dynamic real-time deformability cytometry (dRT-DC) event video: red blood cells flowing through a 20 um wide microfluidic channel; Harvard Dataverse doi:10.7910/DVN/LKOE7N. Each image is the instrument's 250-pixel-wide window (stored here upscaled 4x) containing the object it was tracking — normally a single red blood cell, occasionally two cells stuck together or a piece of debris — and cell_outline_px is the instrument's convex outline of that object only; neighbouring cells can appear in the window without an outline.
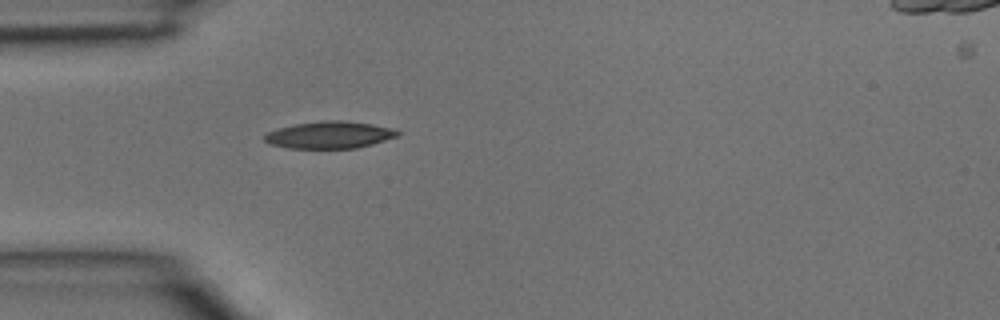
{"species": "common noctule bat (a hibernating species)", "species_latin": "Nyctalus noctula", "temperature_condition": "room temperature", "stored_images_in_passage": 1, "camera_frame_rate_fps": 3000, "um_per_image_px": 0.085, "animal": {"sex": "male", "body_mass_g": 15.6}, "frame": {"image": 1, "passage_image": 1, "time_ms": 0.0, "image_size_px": [1000, 320], "cell_outline_px": [[400, 132], [396, 136], [372, 144], [356, 148], [288, 148], [268, 144], [264, 140], [264, 136], [268, 132], [280, 128], [296, 124], [324, 120], [340, 120], [372, 124], [396, 128]], "centroid_in_image_um": [28.01, 11.46], "position_along_channel_um": 57.0, "area_um2": 20.87}}